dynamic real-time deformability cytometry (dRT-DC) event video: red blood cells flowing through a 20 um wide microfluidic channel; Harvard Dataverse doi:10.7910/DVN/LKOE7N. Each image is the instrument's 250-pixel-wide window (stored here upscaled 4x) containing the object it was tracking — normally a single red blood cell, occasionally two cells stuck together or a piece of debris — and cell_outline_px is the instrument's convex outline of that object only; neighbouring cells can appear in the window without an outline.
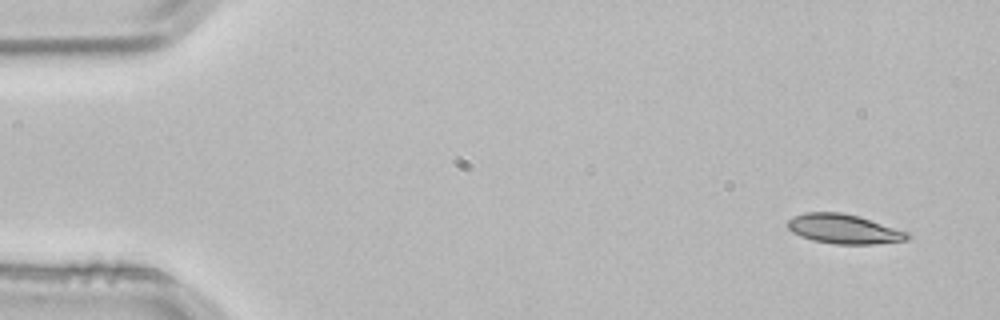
{"species": "common noctule bat (a hibernating species)", "species_latin": "Nyctalus noctula", "temperature_condition": "room temperature", "stored_images_in_passage": 3, "camera_frame_rate_fps": 3000, "um_per_image_px": 0.085, "animal": {"sex": "male", "body_mass_g": 21.5, "forearm_length_mm": 52.0}, "frame": {"image": 1, "passage_image": 1, "time_ms": 0.0, "image_size_px": [1000, 320], "cell_outline_px": [[912, 236], [908, 240], [872, 244], [836, 244], [812, 240], [800, 236], [792, 232], [784, 224], [788, 220], [804, 212], [840, 212], [860, 216], [908, 232]], "centroid_in_image_um": [71.72, 19.46], "position_along_channel_um": 13.3, "area_um2": 20.69}}
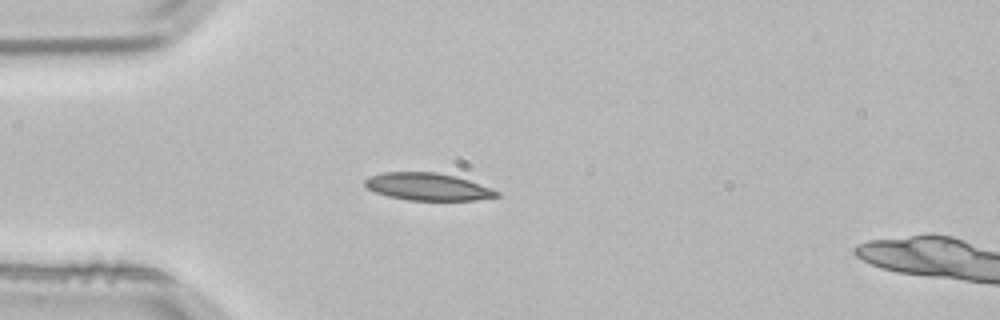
{"frame": {"image": 2, "passage_image": 3, "time_ms": 0.667, "image_size_px": [1000, 320], "cell_outline_px": [[500, 196], [476, 200], [408, 200], [388, 196], [376, 192], [368, 188], [364, 184], [364, 180], [368, 176], [384, 172], [436, 172], [456, 176], [468, 180], [500, 192]], "centroid_in_image_um": [36.34, 15.87], "position_along_channel_um": 48.7, "area_um2": 20.92}}